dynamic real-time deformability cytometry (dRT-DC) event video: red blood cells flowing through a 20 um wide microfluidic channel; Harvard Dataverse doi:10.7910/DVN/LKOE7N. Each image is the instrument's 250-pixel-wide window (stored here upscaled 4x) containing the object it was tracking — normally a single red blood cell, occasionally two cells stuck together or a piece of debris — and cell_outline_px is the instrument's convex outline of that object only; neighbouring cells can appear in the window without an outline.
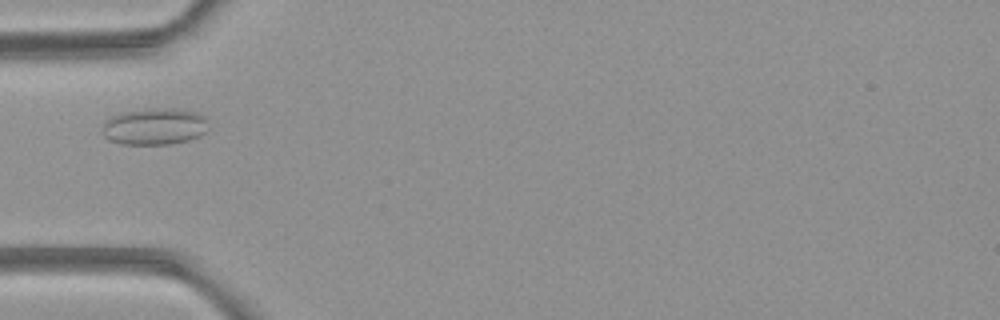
{"species": "common noctule bat (a hibernating species)", "species_latin": "Nyctalus noctula", "temperature_condition": "room temperature", "stored_images_in_passage": 3, "camera_frame_rate_fps": 3000, "um_per_image_px": 0.085, "animal": {"sex": "female", "body_mass_g": 21.9}, "frame": {"image": 1, "passage_image": 2, "time_ms": 1.333, "image_size_px": [1000, 320], "cell_outline_px": [[208, 128], [200, 136], [188, 140], [168, 144], [120, 144], [108, 140], [104, 136], [100, 128], [104, 120], [120, 112], [144, 108], [176, 108], [200, 112], [204, 116]], "centroid_in_image_um": [13.09, 10.73], "position_along_channel_um": 71.9, "area_um2": 23.24}}